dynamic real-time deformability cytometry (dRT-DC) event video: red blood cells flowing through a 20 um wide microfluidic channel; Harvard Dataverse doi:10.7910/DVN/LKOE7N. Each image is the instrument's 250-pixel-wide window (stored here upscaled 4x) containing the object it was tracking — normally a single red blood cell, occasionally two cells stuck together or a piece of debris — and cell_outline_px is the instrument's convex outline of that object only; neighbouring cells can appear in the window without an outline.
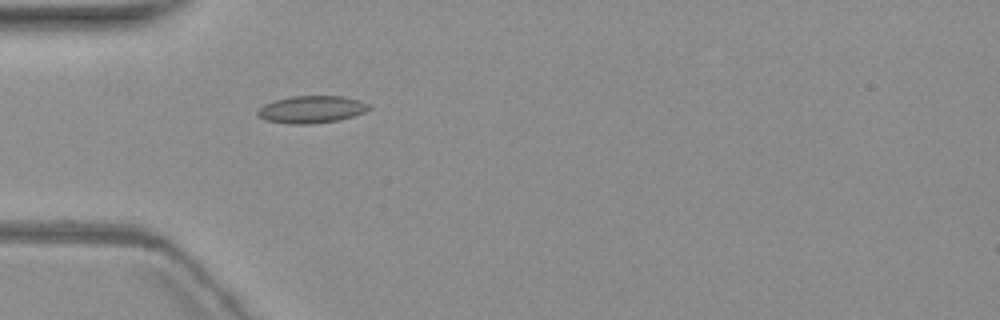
{"species": "common noctule bat (a hibernating species)", "species_latin": "Nyctalus noctula", "temperature_condition": "warm", "stored_images_in_passage": 2, "camera_frame_rate_fps": 3000, "um_per_image_px": 0.085, "animal": {"sex": "female", "body_mass_g": 19.3, "forearm_length_mm": 54.1}, "frame": {"image": 1, "passage_image": 2, "time_ms": 4.0, "image_size_px": [1000, 320], "cell_outline_px": [[372, 108], [364, 112], [352, 116], [336, 120], [308, 124], [288, 124], [264, 120], [256, 112], [264, 104], [276, 100], [292, 96], [344, 96], [360, 100], [368, 104]], "centroid_in_image_um": [26.48, 9.29], "position_along_channel_um": 58.5, "area_um2": 17.57}}